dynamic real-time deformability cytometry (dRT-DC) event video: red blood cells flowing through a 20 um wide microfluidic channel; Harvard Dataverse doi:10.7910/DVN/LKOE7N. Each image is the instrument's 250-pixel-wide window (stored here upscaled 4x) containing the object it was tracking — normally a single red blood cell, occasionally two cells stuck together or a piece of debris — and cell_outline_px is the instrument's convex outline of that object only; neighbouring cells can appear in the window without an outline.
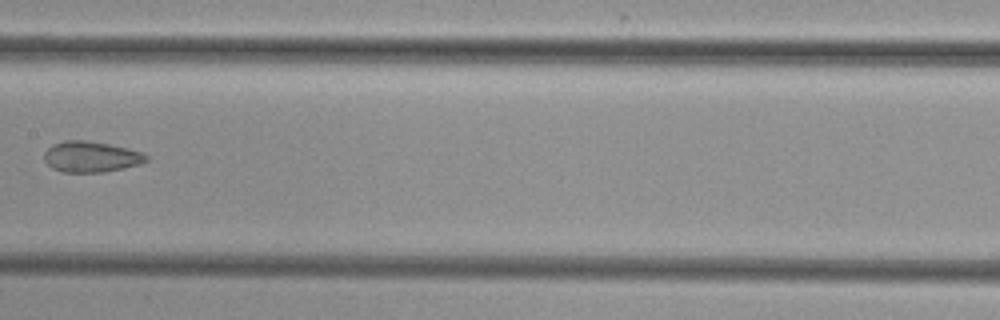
{"species": "common noctule bat (a hibernating species)", "species_latin": "Nyctalus noctula", "temperature_condition": "cold", "stored_images_in_passage": 5, "camera_frame_rate_fps": 3000, "um_per_image_px": 0.085, "animal": {"sex": "female", "body_mass_g": 29.2, "forearm_length_mm": 56.3}, "frame": {"image": 1, "passage_image": 4, "time_ms": 3.667, "image_size_px": [1000, 320], "cell_outline_px": [[148, 160], [140, 164], [124, 168], [104, 172], [60, 172], [52, 168], [44, 160], [44, 152], [52, 144], [64, 140], [84, 140], [108, 144], [128, 148], [140, 152], [148, 156]], "centroid_in_image_um": [7.71, 13.33], "position_along_channel_um": 199.7, "area_um2": 18.38}}
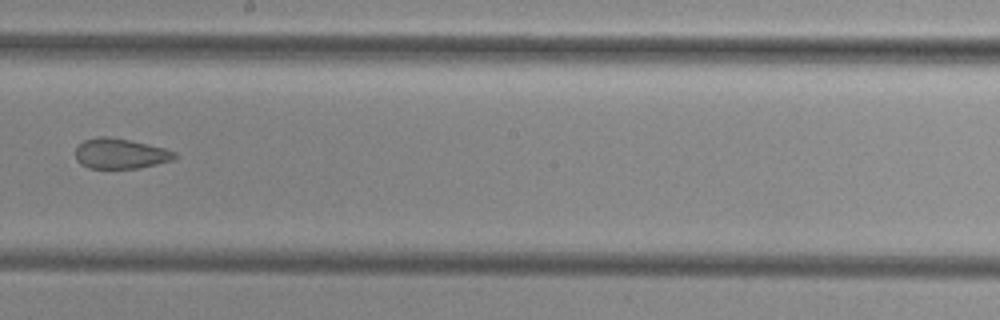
{"frame": {"image": 2, "passage_image": 5, "time_ms": 4.667, "image_size_px": [1000, 320], "cell_outline_px": [[176, 156], [172, 160], [140, 168], [88, 168], [80, 164], [76, 160], [76, 148], [84, 140], [96, 136], [108, 136], [128, 140], [164, 148], [176, 152]], "centroid_in_image_um": [10.2, 13.06], "position_along_channel_um": 238.0, "area_um2": 17.4}}